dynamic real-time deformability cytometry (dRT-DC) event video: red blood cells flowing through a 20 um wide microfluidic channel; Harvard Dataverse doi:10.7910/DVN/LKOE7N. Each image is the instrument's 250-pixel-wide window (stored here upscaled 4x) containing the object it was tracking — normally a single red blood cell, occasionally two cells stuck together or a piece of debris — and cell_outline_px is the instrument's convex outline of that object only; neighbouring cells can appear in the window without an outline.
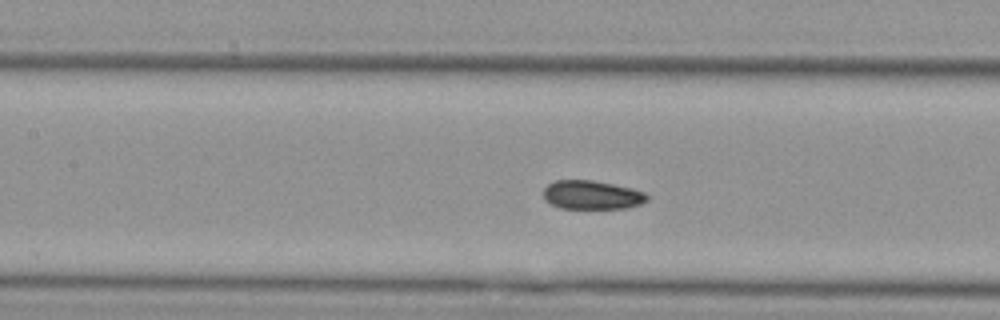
{"species": "Egyptian fruit bat (a non-hibernating species)", "species_latin": "Rousettus aegyptiacus", "temperature_condition": "cold", "stored_images_in_passage": 51, "segment_of_instrument_passage": [2, 2], "camera_frame_rate_fps": 3000, "um_per_image_px": 0.085, "animal": {"sex": "female"}, "frame": {"image": 1, "passage_image": 18, "time_ms": 5.667, "image_size_px": [1000, 320], "cell_outline_px": [[648, 200], [640, 204], [628, 208], [560, 208], [544, 200], [544, 188], [548, 184], [556, 180], [592, 180], [632, 188], [644, 192], [648, 196]], "centroid_in_image_um": [50.31, 16.57], "position_along_channel_um": 157.1, "area_um2": 17.34}}
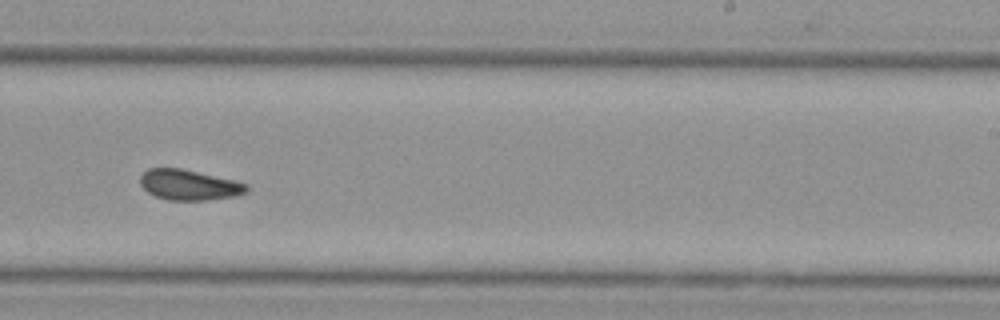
{"frame": {"image": 2, "passage_image": 28, "time_ms": 9.0, "image_size_px": [1000, 320], "cell_outline_px": [[248, 192], [236, 196], [208, 200], [168, 200], [156, 196], [148, 192], [140, 184], [140, 176], [148, 168], [180, 168], [236, 180], [248, 184]], "centroid_in_image_um": [16.1, 15.71], "position_along_channel_um": 272.9, "area_um2": 18.96}}
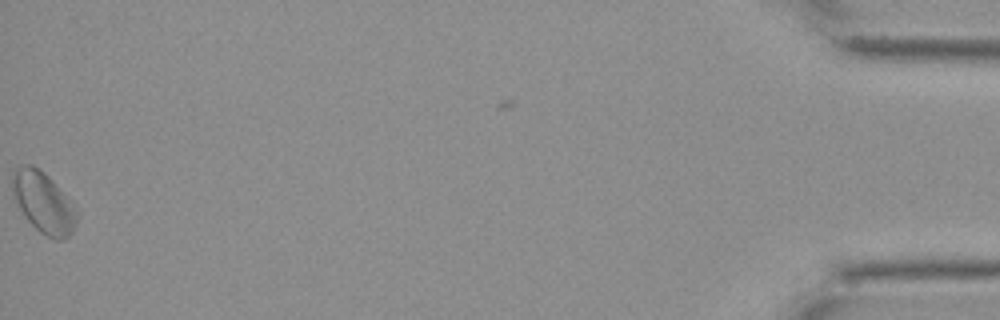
{"frame": {"image": 3, "passage_image": 50, "time_ms": 16.333, "image_size_px": [1000, 320], "cell_outline_px": [[80, 216], [72, 232], [64, 240], [56, 240], [40, 232], [24, 216], [12, 192], [12, 176], [16, 168], [24, 164], [32, 164], [44, 172], [48, 176], [80, 212]], "centroid_in_image_um": [3.72, 17.22], "position_along_channel_um": 431.5, "area_um2": 22.83}}